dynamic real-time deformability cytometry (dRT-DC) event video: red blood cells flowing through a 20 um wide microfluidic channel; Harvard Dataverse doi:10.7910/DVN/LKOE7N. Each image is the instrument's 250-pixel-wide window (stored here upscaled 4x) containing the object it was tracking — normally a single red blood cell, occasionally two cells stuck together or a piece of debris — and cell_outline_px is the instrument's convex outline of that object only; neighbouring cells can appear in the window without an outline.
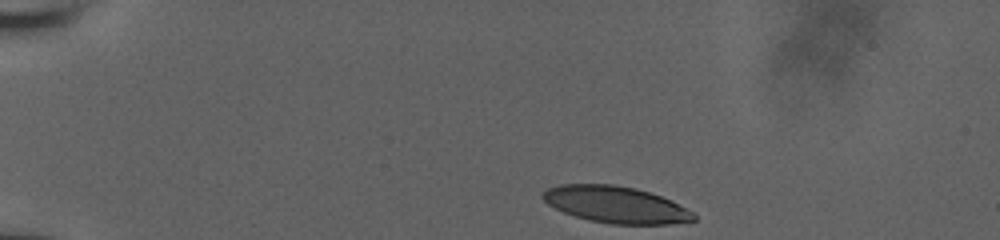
{"species": "human", "species_latin": "Homo sapiens", "temperature_condition": "room temperature", "stored_images_in_passage": 59, "camera_frame_rate_fps": 3000, "um_per_image_px": 0.085, "donor": {"sex": "male"}, "frame": {"image": 1, "passage_image": 1, "time_ms": 0.0, "image_size_px": [1000, 240], "cell_outline_px": [[696, 220], [668, 224], [612, 224], [588, 220], [564, 212], [548, 204], [540, 196], [548, 188], [560, 184], [612, 184], [636, 188], [672, 200], [696, 212]], "centroid_in_image_um": [52.38, 17.39], "position_along_channel_um": 32.6, "area_um2": 32.31}}
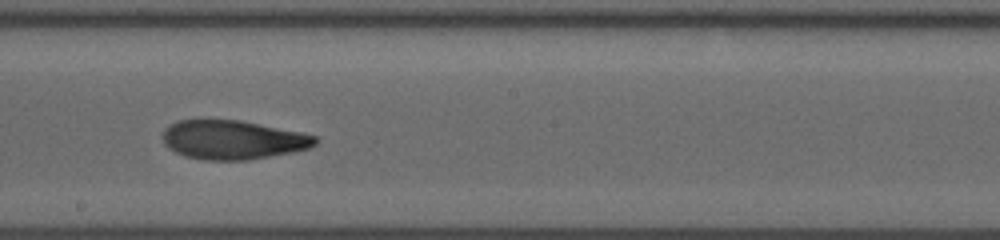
{"frame": {"image": 2, "passage_image": 33, "time_ms": 7.333, "image_size_px": [1000, 240], "cell_outline_px": [[320, 140], [316, 144], [308, 148], [296, 152], [248, 160], [204, 160], [184, 156], [168, 148], [164, 144], [160, 136], [164, 128], [168, 124], [180, 120], [240, 120], [300, 132], [316, 136]], "centroid_in_image_um": [19.76, 11.89], "position_along_channel_um": 228.4, "area_um2": 35.03}}
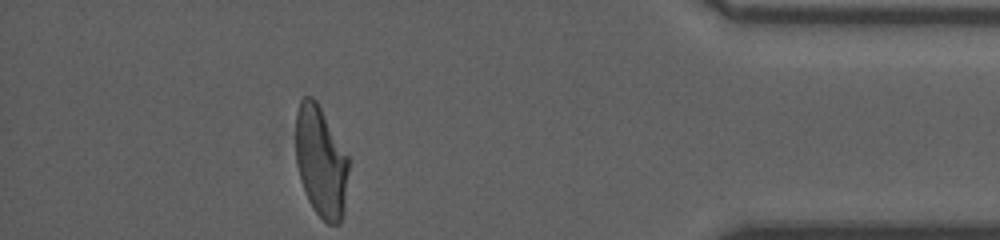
{"frame": {"image": 3, "passage_image": 58, "time_ms": 13.0, "image_size_px": [1000, 240], "cell_outline_px": [[348, 168], [344, 212], [340, 224], [328, 224], [312, 208], [308, 200], [300, 180], [296, 164], [296, 112], [300, 100], [304, 96], [312, 96], [316, 100], [348, 156]], "centroid_in_image_um": [27.26, 13.75], "position_along_channel_um": 407.9, "area_um2": 34.16}, "authors_computed_cell_mechanics": {"area_um2": 34.969, "velocity_mm_per_s": 3.8377, "shape_relaxation_time_tau1_ms": 7.9984, "shape_relaxation_time_tau2_ms": 2.638, "deformation_change_tau1": 0.2679, "deformation_change_tau2": 0.1025}}